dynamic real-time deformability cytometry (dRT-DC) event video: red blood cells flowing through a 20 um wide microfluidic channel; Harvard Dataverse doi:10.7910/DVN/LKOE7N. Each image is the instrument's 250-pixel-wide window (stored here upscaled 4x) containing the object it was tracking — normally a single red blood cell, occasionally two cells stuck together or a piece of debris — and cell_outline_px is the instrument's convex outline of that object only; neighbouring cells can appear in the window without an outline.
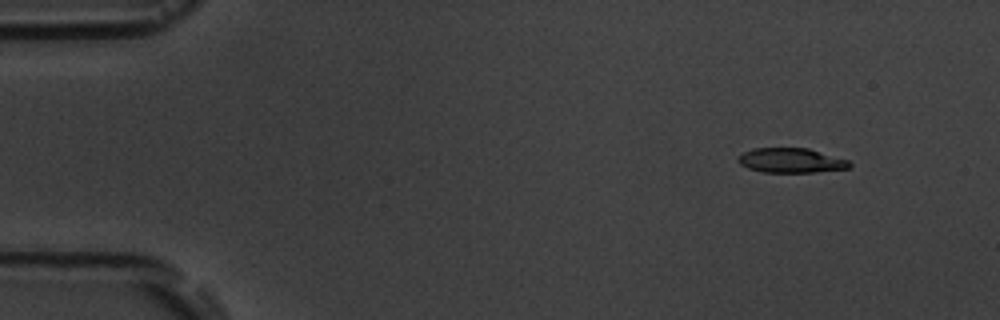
{"species": "common noctule bat (a hibernating species)", "species_latin": "Nyctalus noctula", "temperature_condition": "room temperature", "stored_images_in_passage": 4, "camera_frame_rate_fps": 3000, "um_per_image_px": 0.085, "animal": {"sex": "male", "body_mass_g": 19.5, "forearm_length_mm": 54.6}, "frame": {"image": 1, "passage_image": 1, "time_ms": 0.0, "image_size_px": [1000, 320], "cell_outline_px": [[852, 164], [848, 168], [816, 172], [764, 172], [748, 168], [740, 164], [736, 160], [736, 156], [752, 148], [808, 148], [848, 160]], "centroid_in_image_um": [67.2, 13.63], "position_along_channel_um": 17.8, "area_um2": 16.01}}